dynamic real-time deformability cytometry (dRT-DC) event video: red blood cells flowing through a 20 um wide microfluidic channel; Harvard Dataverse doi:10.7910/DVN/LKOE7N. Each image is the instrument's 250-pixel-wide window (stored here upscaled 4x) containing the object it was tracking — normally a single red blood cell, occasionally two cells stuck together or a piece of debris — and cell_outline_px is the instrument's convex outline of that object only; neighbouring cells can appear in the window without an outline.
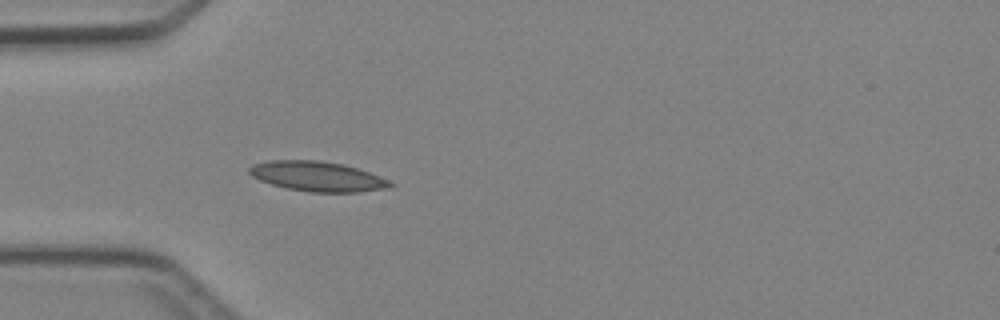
{"species": "Egyptian fruit bat (a non-hibernating species)", "species_latin": "Rousettus aegyptiacus", "temperature_condition": "cold", "stored_images_in_passage": 3, "camera_frame_rate_fps": 3000, "um_per_image_px": 0.085, "animal": {"sex": "female"}, "frame": {"image": 1, "passage_image": 3, "time_ms": 2.333, "image_size_px": [1000, 320], "cell_outline_px": [[396, 184], [392, 188], [356, 192], [308, 192], [288, 188], [272, 184], [260, 180], [252, 176], [248, 172], [248, 168], [252, 164], [268, 160], [320, 160], [344, 164], [368, 172], [388, 180]], "centroid_in_image_um": [26.98, 14.99], "position_along_channel_um": 58.0, "area_um2": 24.62}}